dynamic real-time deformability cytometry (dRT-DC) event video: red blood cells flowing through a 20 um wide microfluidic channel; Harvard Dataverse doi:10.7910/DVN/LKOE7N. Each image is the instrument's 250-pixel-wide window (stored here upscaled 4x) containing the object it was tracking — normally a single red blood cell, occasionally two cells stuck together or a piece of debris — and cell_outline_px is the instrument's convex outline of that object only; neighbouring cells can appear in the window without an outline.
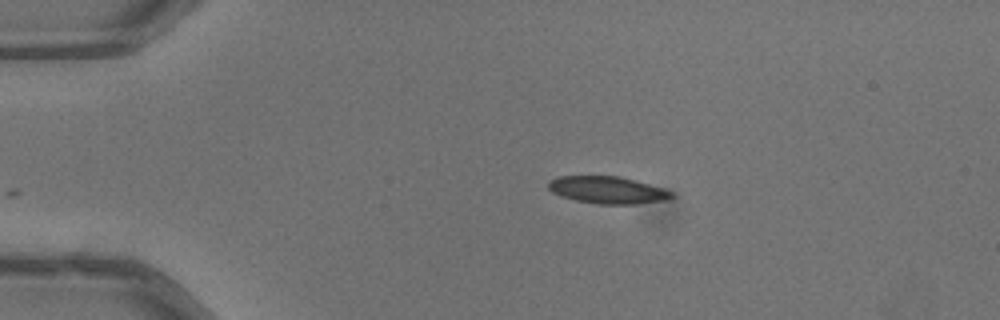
{"species": "common noctule bat (a hibernating species)", "species_latin": "Nyctalus noctula", "temperature_condition": "warm", "stored_images_in_passage": 32, "camera_frame_rate_fps": 3000, "um_per_image_px": 0.085, "animal": {"sex": "male", "body_mass_g": 13.3}, "frame": {"image": 1, "passage_image": 1, "time_ms": 0.0, "image_size_px": [1000, 320], "cell_outline_px": [[676, 196], [664, 200], [636, 204], [596, 204], [576, 200], [560, 196], [552, 192], [548, 188], [548, 180], [556, 176], [620, 176], [636, 180], [672, 192]], "centroid_in_image_um": [51.59, 16.14], "position_along_channel_um": 33.4, "area_um2": 19.54}}
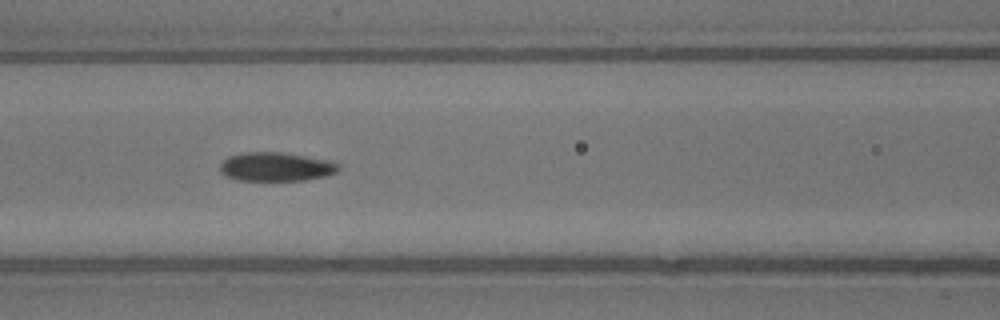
{"frame": {"image": 2, "passage_image": 13, "time_ms": 4.0, "image_size_px": [1000, 320], "cell_outline_px": [[340, 168], [336, 172], [324, 176], [304, 180], [236, 180], [224, 176], [220, 172], [220, 164], [228, 156], [244, 152], [280, 152], [328, 160], [340, 164]], "centroid_in_image_um": [23.42, 14.17], "position_along_channel_um": 143.2, "area_um2": 19.88}}
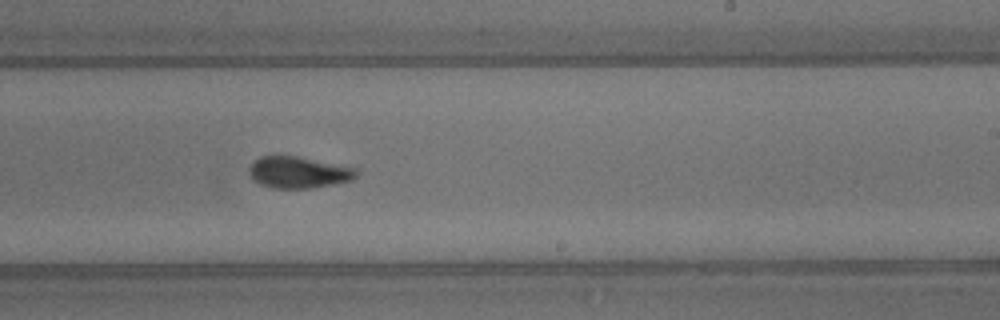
{"frame": {"image": 3, "passage_image": 22, "time_ms": 7.0, "image_size_px": [1000, 320], "cell_outline_px": [[360, 172], [352, 180], [312, 188], [272, 188], [260, 184], [252, 180], [248, 172], [248, 168], [260, 156], [276, 152], [280, 152], [360, 168]], "centroid_in_image_um": [25.36, 14.59], "position_along_channel_um": 263.6, "area_um2": 20.69}, "authors_computed_cell_mechanics": {"area_um2": 20.0566, "velocity_mm_per_s": 4.0305, "shape_relaxation_time_tau1_ms": 5.0863, "shape_relaxation_time_tau2_ms": 1.5645, "deformation_change_tau1": 0.1385, "deformation_change_tau2": 0.0587}}